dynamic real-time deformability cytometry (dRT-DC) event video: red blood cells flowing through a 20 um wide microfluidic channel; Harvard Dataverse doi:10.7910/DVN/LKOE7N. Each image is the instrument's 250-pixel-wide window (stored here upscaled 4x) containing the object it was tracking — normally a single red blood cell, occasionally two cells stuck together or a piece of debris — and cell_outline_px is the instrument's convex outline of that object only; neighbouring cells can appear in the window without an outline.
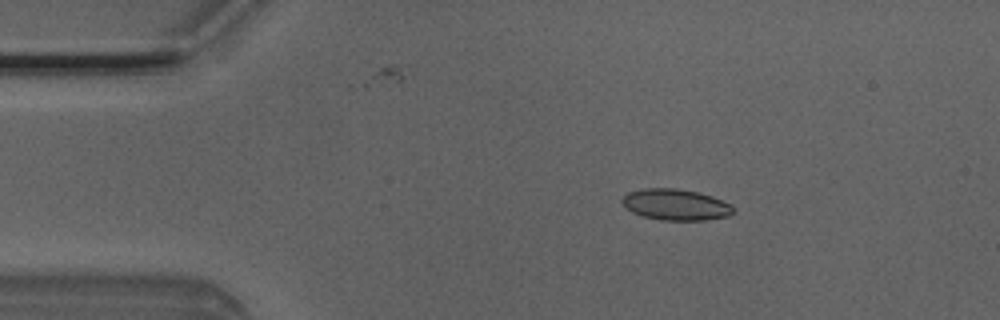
{"species": "Egyptian fruit bat (a non-hibernating species)", "species_latin": "Rousettus aegyptiacus", "temperature_condition": "room temperature", "stored_images_in_passage": 4, "camera_frame_rate_fps": 3000, "um_per_image_px": 0.085, "animal": {"sex": "male"}, "frame": {"image": 1, "passage_image": 3, "time_ms": 0.667, "image_size_px": [1000, 320], "cell_outline_px": [[736, 212], [728, 216], [704, 220], [660, 220], [644, 216], [632, 212], [620, 200], [628, 192], [644, 188], [676, 188], [696, 192], [712, 196], [732, 204], [736, 208]], "centroid_in_image_um": [57.48, 17.39], "position_along_channel_um": 27.5, "area_um2": 20.23}}